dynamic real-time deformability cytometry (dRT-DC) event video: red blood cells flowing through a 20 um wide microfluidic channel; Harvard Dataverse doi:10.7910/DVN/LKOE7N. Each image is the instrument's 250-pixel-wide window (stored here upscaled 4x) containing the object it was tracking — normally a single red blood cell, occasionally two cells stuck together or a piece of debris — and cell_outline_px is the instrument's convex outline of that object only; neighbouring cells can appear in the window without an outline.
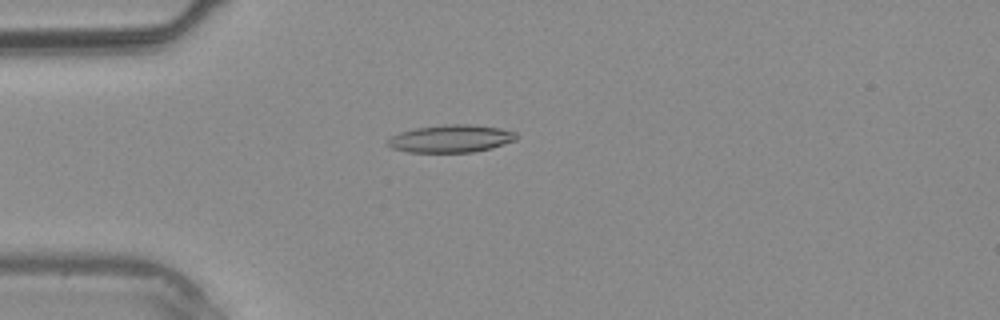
{"species": "common noctule bat (a hibernating species)", "species_latin": "Nyctalus noctula", "temperature_condition": "warm", "stored_images_in_passage": 1, "camera_frame_rate_fps": 3000, "um_per_image_px": 0.085, "animal": {"sex": "male", "body_mass_g": 20.4}, "frame": {"image": 1, "passage_image": 1, "time_ms": 0.0, "image_size_px": [1000, 320], "cell_outline_px": [[516, 140], [492, 148], [472, 152], [408, 152], [392, 148], [388, 144], [388, 140], [392, 136], [400, 132], [416, 128], [444, 124], [468, 124], [500, 128], [516, 132]], "centroid_in_image_um": [38.34, 11.78], "position_along_channel_um": 46.7, "area_um2": 20.58}}